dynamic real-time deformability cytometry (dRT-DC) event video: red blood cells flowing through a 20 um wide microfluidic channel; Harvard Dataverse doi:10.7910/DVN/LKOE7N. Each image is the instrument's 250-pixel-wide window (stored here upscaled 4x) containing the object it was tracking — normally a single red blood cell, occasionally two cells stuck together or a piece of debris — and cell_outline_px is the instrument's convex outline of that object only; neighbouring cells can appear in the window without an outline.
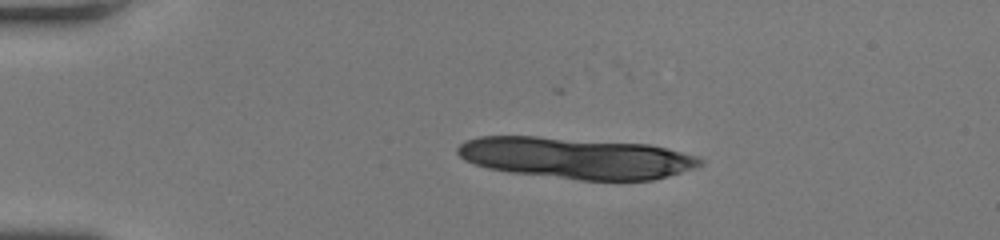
{"species": "human", "species_latin": "Homo sapiens", "temperature_condition": "room temperature", "stored_images_in_passage": 10, "camera_frame_rate_fps": 3000, "um_per_image_px": 0.085, "donor": {"sex": "female"}, "frame": {"image": 1, "passage_image": 1, "time_ms": 0.0, "image_size_px": [1000, 240], "cell_outline_px": [[704, 164], [668, 176], [652, 180], [580, 180], [512, 172], [488, 168], [464, 160], [456, 152], [456, 148], [464, 140], [480, 136], [536, 136], [652, 144], [668, 148], [696, 156], [704, 160]], "centroid_in_image_um": [48.97, 13.41], "position_along_channel_um": 36.0, "area_um2": 58.44}}